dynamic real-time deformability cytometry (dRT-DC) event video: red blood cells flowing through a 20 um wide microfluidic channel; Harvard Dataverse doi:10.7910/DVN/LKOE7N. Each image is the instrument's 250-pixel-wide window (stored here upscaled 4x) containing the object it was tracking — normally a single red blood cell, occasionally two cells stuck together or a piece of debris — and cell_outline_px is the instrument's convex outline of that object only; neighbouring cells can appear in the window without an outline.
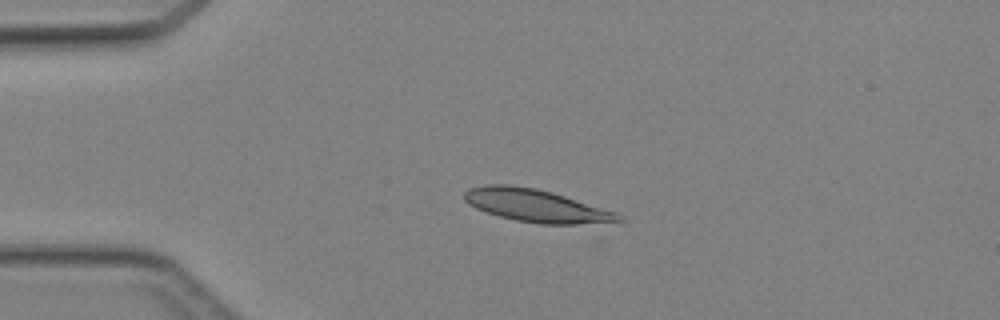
{"species": "Egyptian fruit bat (a non-hibernating species)", "species_latin": "Rousettus aegyptiacus", "temperature_condition": "cold", "stored_images_in_passage": 14, "camera_frame_rate_fps": 3000, "um_per_image_px": 0.085, "animal": {"sex": "female"}, "frame": {"image": 1, "passage_image": 10, "time_ms": 3.0, "image_size_px": [1000, 320], "cell_outline_px": [[624, 220], [596, 224], [540, 224], [516, 220], [500, 216], [476, 208], [468, 204], [464, 200], [464, 192], [468, 188], [488, 184], [512, 184], [536, 188], [552, 192], [616, 212], [624, 216]], "centroid_in_image_um": [45.58, 17.48], "position_along_channel_um": 39.4, "area_um2": 29.48}}